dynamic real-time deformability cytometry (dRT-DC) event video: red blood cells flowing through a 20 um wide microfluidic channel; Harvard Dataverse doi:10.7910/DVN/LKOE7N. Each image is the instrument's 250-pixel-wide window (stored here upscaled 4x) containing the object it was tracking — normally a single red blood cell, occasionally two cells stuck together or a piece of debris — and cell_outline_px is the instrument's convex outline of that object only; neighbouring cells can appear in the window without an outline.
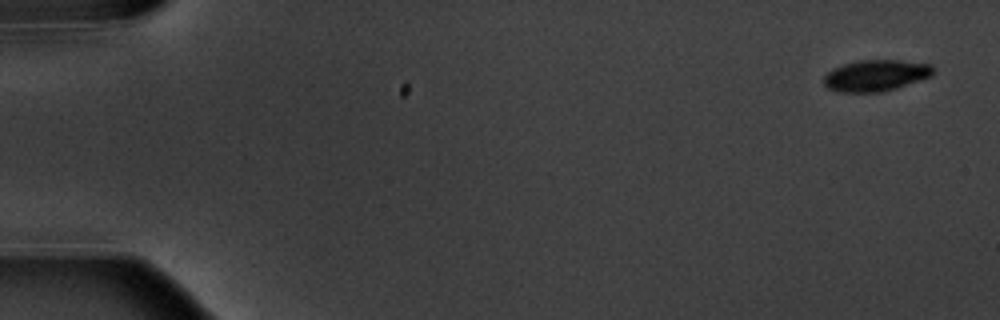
{"species": "common noctule bat (a hibernating species)", "species_latin": "Nyctalus noctula", "temperature_condition": "warm", "stored_images_in_passage": 7, "camera_frame_rate_fps": 3000, "um_per_image_px": 0.085, "animal": {"sex": "male", "body_mass_g": 20.1, "forearm_length_mm": 53.5}, "frame": {"image": 1, "passage_image": 1, "time_ms": 0.0, "image_size_px": [1000, 320], "cell_outline_px": [[932, 76], [884, 92], [840, 92], [828, 88], [824, 84], [824, 76], [832, 68], [844, 64], [860, 60], [900, 60], [932, 64]], "centroid_in_image_um": [74.44, 6.41], "position_along_channel_um": 10.6, "area_um2": 19.94}}